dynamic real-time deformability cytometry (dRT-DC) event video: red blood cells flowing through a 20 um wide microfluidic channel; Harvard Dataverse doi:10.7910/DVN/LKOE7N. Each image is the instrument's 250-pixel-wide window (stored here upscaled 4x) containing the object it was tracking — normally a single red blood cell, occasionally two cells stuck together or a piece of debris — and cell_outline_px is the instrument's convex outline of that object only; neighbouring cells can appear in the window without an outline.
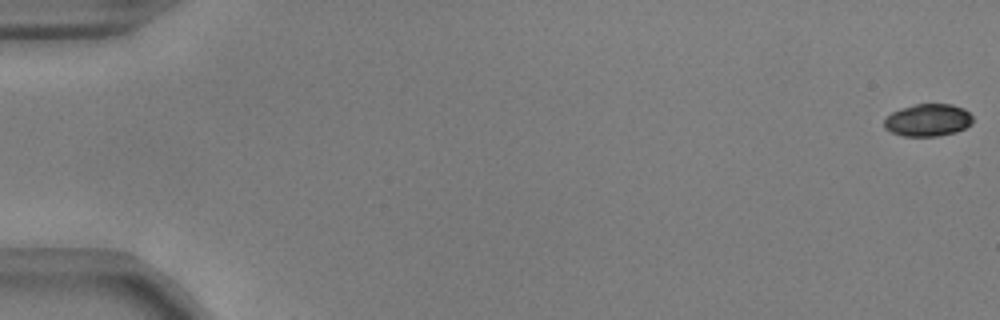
{"species": "common noctule bat (a hibernating species)", "species_latin": "Nyctalus noctula", "temperature_condition": "warm", "stored_images_in_passage": 55, "camera_frame_rate_fps": 3000, "um_per_image_px": 0.085, "animal": {"sex": "male", "body_mass_g": 17.9, "forearm_length_mm": 54.2}, "frame": {"image": 1, "passage_image": 1, "time_ms": 0.0, "image_size_px": [1000, 320], "cell_outline_px": [[972, 124], [956, 132], [936, 136], [904, 136], [892, 132], [884, 128], [884, 120], [892, 112], [900, 108], [916, 104], [952, 104], [964, 108], [972, 116]], "centroid_in_image_um": [78.88, 10.2], "position_along_channel_um": 6.1, "area_um2": 16.7}}
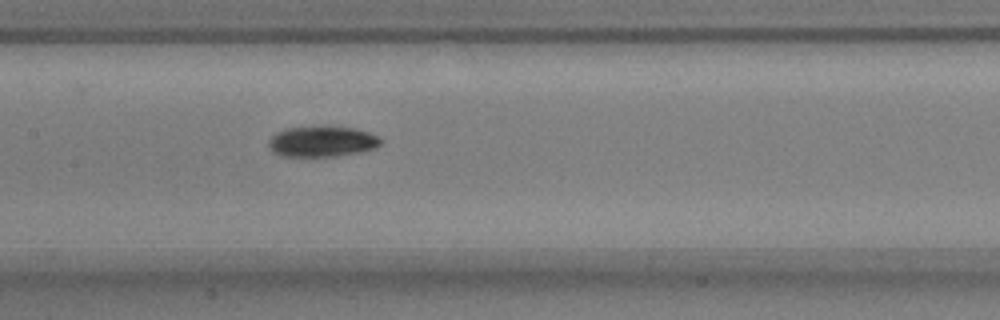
{"frame": {"image": 2, "passage_image": 28, "time_ms": 9.0, "image_size_px": [1000, 320], "cell_outline_px": [[384, 140], [376, 148], [360, 152], [336, 156], [280, 156], [272, 152], [268, 144], [268, 140], [276, 132], [284, 128], [328, 124], [352, 128], [368, 132], [380, 136]], "centroid_in_image_um": [27.38, 11.99], "position_along_channel_um": 180.0, "area_um2": 20.75}}
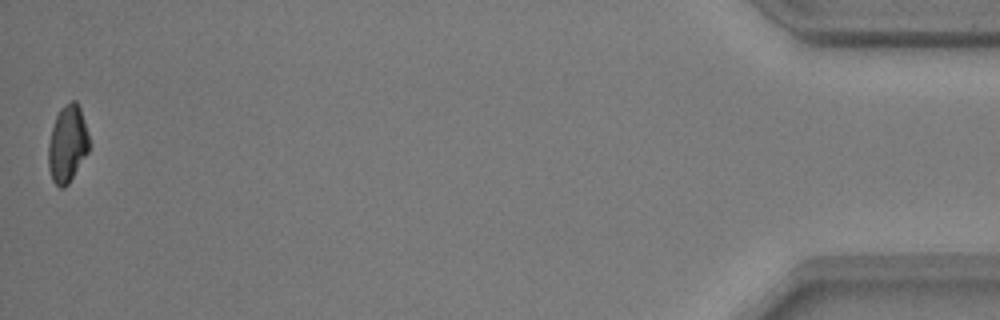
{"frame": {"image": 3, "passage_image": 55, "time_ms": 18.0, "image_size_px": [1000, 320], "cell_outline_px": [[88, 152], [68, 184], [64, 188], [60, 188], [52, 180], [48, 168], [48, 144], [52, 128], [56, 116], [60, 108], [72, 100], [76, 100], [80, 108], [88, 132]], "centroid_in_image_um": [5.72, 12.23], "position_along_channel_um": 429.5, "area_um2": 18.21}, "authors_computed_cell_mechanics": {"area_um2": 18.9006, "velocity_mm_per_s": 3.7425, "shape_relaxation_time_tau1_ms": 2.412, "shape_relaxation_time_tau2_ms": null, "deformation_change_tau1": 0.1334, "deformation_change_tau2": null}}